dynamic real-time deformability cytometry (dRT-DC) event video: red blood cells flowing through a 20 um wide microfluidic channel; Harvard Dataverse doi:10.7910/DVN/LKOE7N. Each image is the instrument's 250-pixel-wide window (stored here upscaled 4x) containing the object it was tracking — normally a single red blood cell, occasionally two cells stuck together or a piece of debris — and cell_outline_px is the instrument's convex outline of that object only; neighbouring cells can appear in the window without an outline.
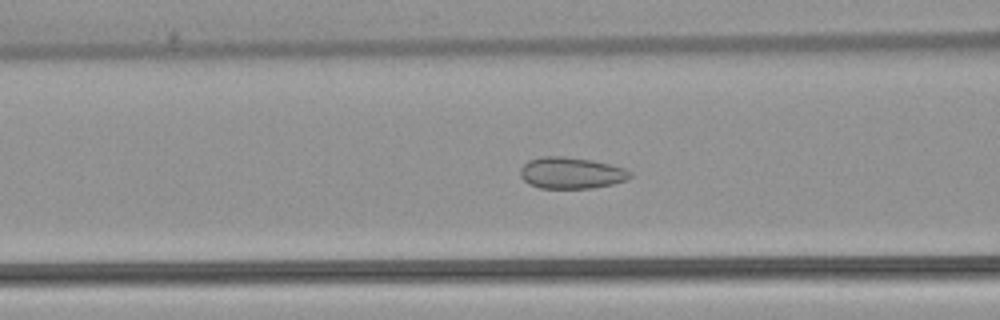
{"species": "common noctule bat (a hibernating species)", "species_latin": "Nyctalus noctula", "temperature_condition": "warm", "stored_images_in_passage": 36, "camera_frame_rate_fps": 3000, "um_per_image_px": 0.085, "animal": {"sex": "female", "body_mass_g": 22.7, "forearm_length_mm": 54.2}, "frame": {"image": 1, "passage_image": 13, "time_ms": 4.0, "image_size_px": [1000, 320], "cell_outline_px": [[632, 176], [628, 180], [612, 184], [592, 188], [540, 188], [528, 184], [520, 176], [520, 168], [528, 160], [540, 156], [564, 156], [592, 160], [624, 168], [632, 172]], "centroid_in_image_um": [48.54, 14.7], "position_along_channel_um": 118.1, "area_um2": 20.29}}
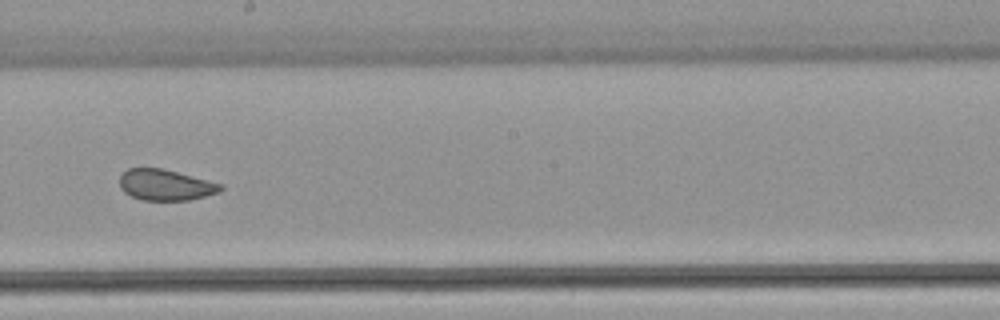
{"frame": {"image": 2, "passage_image": 22, "time_ms": 7.0, "image_size_px": [1000, 320], "cell_outline_px": [[224, 188], [220, 192], [188, 200], [140, 200], [124, 192], [120, 188], [120, 176], [128, 168], [160, 168], [224, 184]], "centroid_in_image_um": [14.07, 15.72], "position_along_channel_um": 234.1, "area_um2": 18.15}}
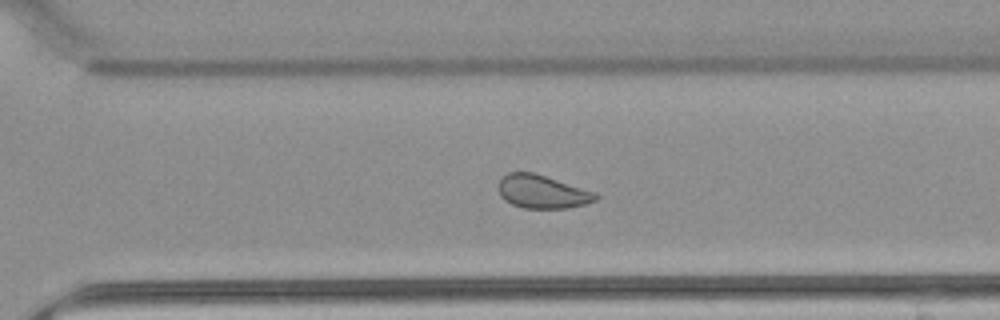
{"frame": {"image": 3, "passage_image": 29, "time_ms": 9.333, "image_size_px": [1000, 320], "cell_outline_px": [[600, 196], [596, 200], [584, 204], [568, 208], [524, 208], [512, 204], [504, 200], [500, 196], [496, 188], [496, 184], [500, 176], [508, 172], [532, 172], [596, 192]], "centroid_in_image_um": [46.02, 16.28], "position_along_channel_um": 324.6, "area_um2": 19.13}, "authors_computed_cell_mechanics": {"area_um2": 19.8543, "velocity_mm_per_s": 3.8777, "shape_relaxation_time_tau1_ms": null, "shape_relaxation_time_tau2_ms": 1.1147, "deformation_change_tau1": null, "deformation_change_tau2": 0.0536}}